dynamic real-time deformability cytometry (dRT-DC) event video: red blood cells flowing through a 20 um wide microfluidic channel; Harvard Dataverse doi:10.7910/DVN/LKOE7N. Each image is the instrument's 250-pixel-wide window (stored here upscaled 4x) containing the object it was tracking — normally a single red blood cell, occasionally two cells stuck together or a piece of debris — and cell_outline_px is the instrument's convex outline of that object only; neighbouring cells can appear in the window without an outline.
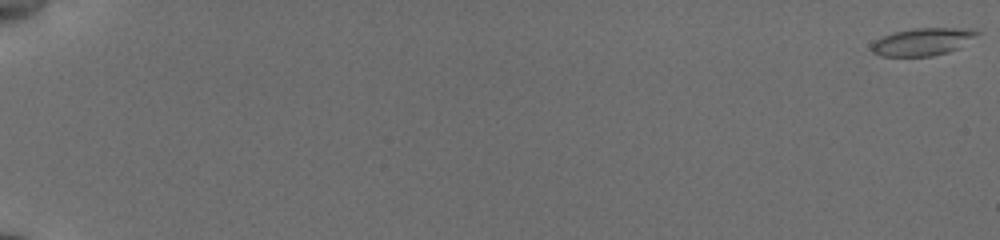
{"species": "common noctule bat (a hibernating species)", "species_latin": "Nyctalus noctula", "temperature_condition": "cold", "stored_images_in_passage": 57, "camera_frame_rate_fps": 3000, "um_per_image_px": 0.085, "animal": {"sex": "female", "body_mass_g": 19.5, "forearm_length_mm": 54.1}, "frame": {"image": 1, "passage_image": 1, "time_ms": 0.0, "image_size_px": [1000, 240], "cell_outline_px": [[980, 32], [956, 48], [948, 52], [932, 56], [880, 56], [872, 52], [872, 44], [876, 40], [892, 32], [916, 28], [952, 28]], "centroid_in_image_um": [78.31, 3.56], "position_along_channel_um": 6.7, "area_um2": 16.3}}
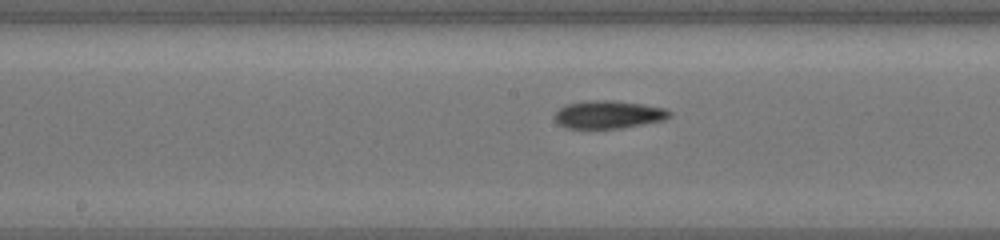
{"frame": {"image": 2, "passage_image": 33, "time_ms": 10.667, "image_size_px": [1000, 240], "cell_outline_px": [[672, 116], [664, 120], [620, 128], [568, 128], [560, 124], [556, 120], [556, 112], [560, 108], [568, 104], [592, 100], [612, 100], [640, 104], [664, 108], [672, 112]], "centroid_in_image_um": [51.76, 9.73], "position_along_channel_um": 196.4, "area_um2": 18.32}}
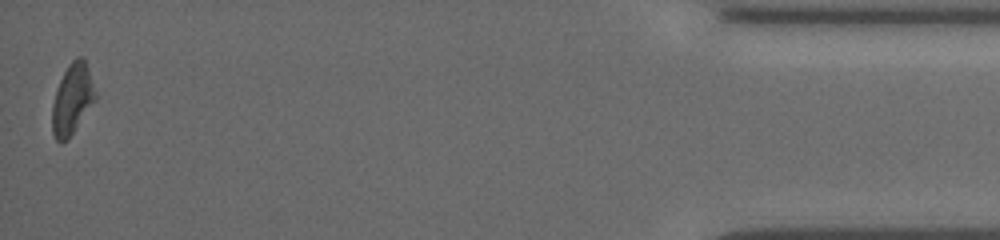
{"frame": {"image": 3, "passage_image": 57, "time_ms": 18.667, "image_size_px": [1000, 240], "cell_outline_px": [[96, 100], [68, 140], [60, 144], [56, 140], [52, 132], [52, 104], [56, 88], [68, 64], [76, 56], [84, 56], [96, 92]], "centroid_in_image_um": [6.14, 8.43], "position_along_channel_um": 429.1, "area_um2": 18.03}, "authors_computed_cell_mechanics": {"area_um2": 17.7446, "velocity_mm_per_s": 3.8235, "shape_relaxation_time_tau1_ms": 6.9002, "shape_relaxation_time_tau2_ms": 10.1159, "deformation_change_tau1": 0.1728, "deformation_change_tau2": 0.1547}}